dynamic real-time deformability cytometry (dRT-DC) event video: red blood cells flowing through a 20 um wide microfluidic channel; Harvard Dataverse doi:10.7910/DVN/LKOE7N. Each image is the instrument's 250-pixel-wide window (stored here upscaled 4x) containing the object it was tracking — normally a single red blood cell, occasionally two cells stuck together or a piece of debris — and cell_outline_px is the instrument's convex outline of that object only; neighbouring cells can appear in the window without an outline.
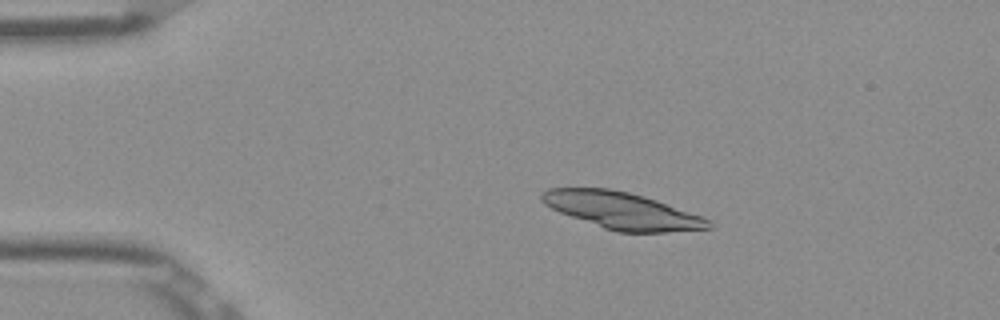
{"species": "Egyptian fruit bat (a non-hibernating species)", "species_latin": "Rousettus aegyptiacus", "temperature_condition": "room temperature", "stored_images_in_passage": 43, "camera_frame_rate_fps": 3000, "um_per_image_px": 0.085, "frame": {"image": 1, "passage_image": 1, "time_ms": 0.0, "image_size_px": [1000, 320], "cell_outline_px": [[712, 228], [664, 232], [616, 232], [604, 228], [560, 212], [544, 204], [540, 200], [540, 196], [548, 188], [612, 188], [644, 196], [656, 200], [700, 216], [708, 220], [712, 224]], "centroid_in_image_um": [52.84, 17.89], "position_along_channel_um": 32.2, "area_um2": 35.26}}